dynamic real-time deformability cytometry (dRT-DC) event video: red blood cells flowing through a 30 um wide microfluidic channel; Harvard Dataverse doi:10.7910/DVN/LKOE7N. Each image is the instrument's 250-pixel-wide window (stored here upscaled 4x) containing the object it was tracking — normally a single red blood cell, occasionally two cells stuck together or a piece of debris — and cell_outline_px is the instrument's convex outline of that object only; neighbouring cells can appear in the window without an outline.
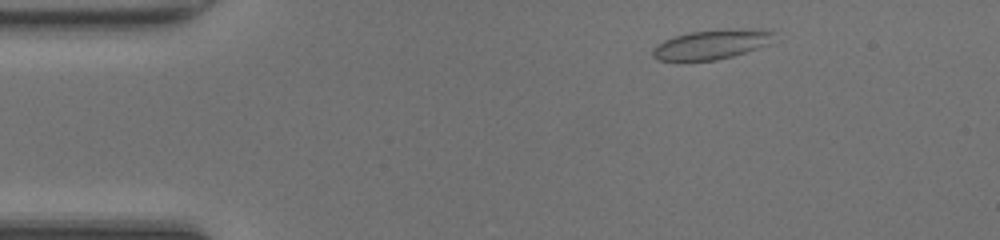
{"species": "common noctule bat (a hibernating species)", "species_latin": "Nyctalus noctula", "temperature_condition": "room temperature", "stored_images_in_passage": 45, "camera_frame_rate_fps": 3000, "um_per_image_px": 0.085, "animal": {"sex": "female", "body_mass_g": 20.0, "forearm_length_mm": 54.0}, "frame": {"image": 1, "passage_image": 4, "time_ms": 1.0, "image_size_px": [1000, 240], "cell_outline_px": [[776, 32], [768, 44], [732, 56], [716, 60], [660, 60], [652, 56], [652, 48], [656, 44], [664, 40], [688, 32], [760, 28], [764, 28]], "centroid_in_image_um": [60.48, 3.77], "position_along_channel_um": 24.5, "area_um2": 20.52}}
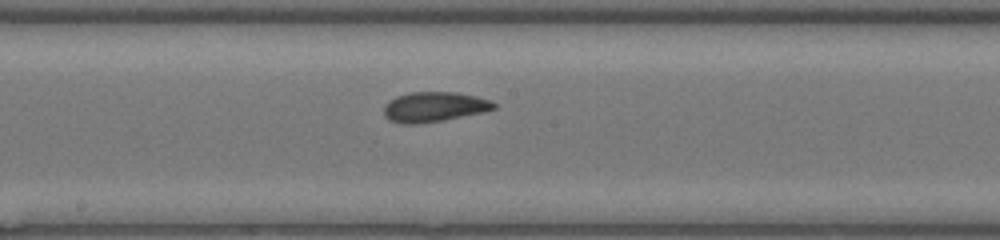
{"frame": {"image": 2, "passage_image": 22, "time_ms": 7.0, "image_size_px": [1000, 240], "cell_outline_px": [[496, 108], [480, 112], [444, 120], [416, 124], [404, 124], [388, 120], [384, 116], [384, 108], [388, 100], [396, 96], [408, 92], [456, 92], [476, 96], [488, 100], [496, 104]], "centroid_in_image_um": [36.84, 9.08], "position_along_channel_um": 211.4, "area_um2": 19.13}}
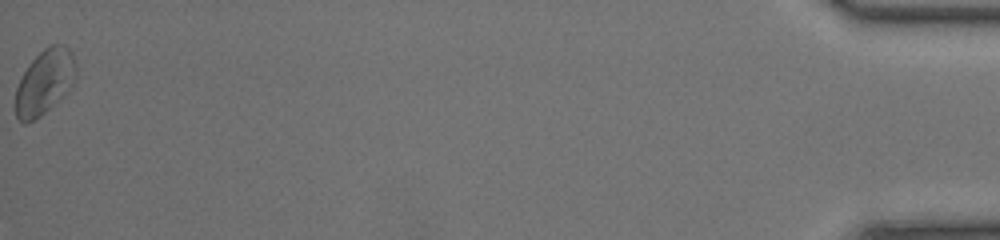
{"frame": {"image": 3, "passage_image": 45, "time_ms": 14.667, "image_size_px": [1000, 240], "cell_outline_px": [[76, 72], [68, 88], [40, 116], [24, 124], [16, 116], [16, 88], [28, 64], [48, 44], [64, 44], [72, 52], [76, 64]], "centroid_in_image_um": [3.77, 6.91], "position_along_channel_um": 431.4, "area_um2": 22.14}, "authors_computed_cell_mechanics": {"area_um2": 18.9584, "velocity_mm_per_s": 4.2731, "shape_relaxation_time_tau1_ms": 2.7418, "shape_relaxation_time_tau2_ms": 1.1881, "deformation_change_tau1": 0.1156, "deformation_change_tau2": 0.0523}}